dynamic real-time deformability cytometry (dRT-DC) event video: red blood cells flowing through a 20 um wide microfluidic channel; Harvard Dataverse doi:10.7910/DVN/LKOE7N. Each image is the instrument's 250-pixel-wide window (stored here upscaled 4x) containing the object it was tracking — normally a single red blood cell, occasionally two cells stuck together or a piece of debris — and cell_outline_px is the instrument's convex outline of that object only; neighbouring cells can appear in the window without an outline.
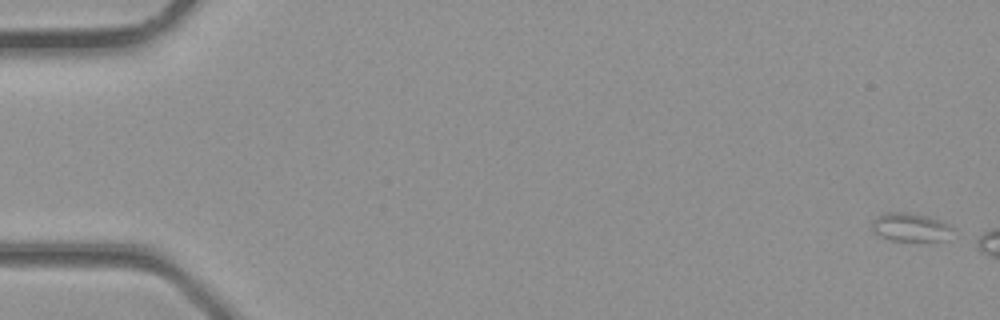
{"species": "common noctule bat (a hibernating species)", "species_latin": "Nyctalus noctula", "temperature_condition": "room temperature", "stored_images_in_passage": 4, "camera_frame_rate_fps": 3000, "um_per_image_px": 0.085, "animal": {"sex": "male", "body_mass_g": 23.1, "forearm_length_mm": 52.7}, "frame": {"image": 1, "passage_image": 4, "time_ms": 1.0, "image_size_px": [1000, 320], "cell_outline_px": [[956, 228], [944, 240], [892, 240], [880, 236], [872, 232], [872, 220], [876, 216], [884, 212], [904, 212], [928, 216], [940, 220]], "centroid_in_image_um": [77.36, 19.29], "position_along_channel_um": 7.6, "area_um2": 13.41}}